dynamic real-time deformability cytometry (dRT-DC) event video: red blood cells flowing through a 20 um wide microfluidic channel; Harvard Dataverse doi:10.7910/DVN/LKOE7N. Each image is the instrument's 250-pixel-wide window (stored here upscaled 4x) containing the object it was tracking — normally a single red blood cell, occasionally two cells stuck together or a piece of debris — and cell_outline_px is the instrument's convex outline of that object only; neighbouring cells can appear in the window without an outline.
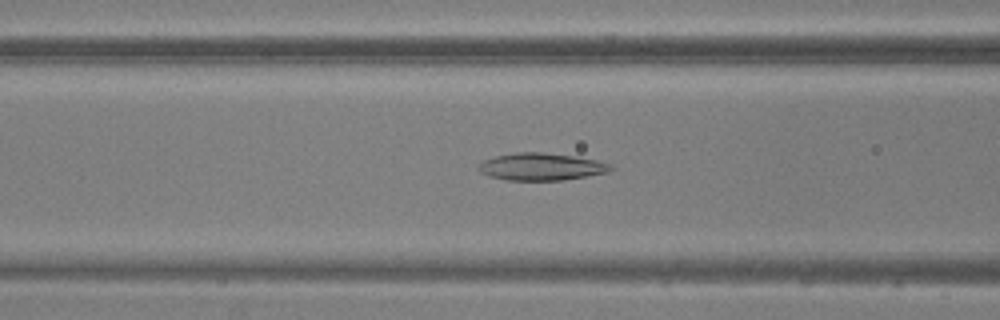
{"species": "common noctule bat (a hibernating species)", "species_latin": "Nyctalus noctula", "temperature_condition": "warm", "stored_images_in_passage": 14, "camera_frame_rate_fps": 3000, "um_per_image_px": 0.085, "animal": {"sex": "male", "body_mass_g": 20.5, "forearm_length_mm": 52.5}, "frame": {"image": 1, "passage_image": 12, "time_ms": 3.667, "image_size_px": [1000, 320], "cell_outline_px": [[616, 168], [608, 172], [564, 180], [508, 180], [488, 176], [480, 172], [476, 168], [484, 160], [496, 156], [516, 152], [540, 152], [572, 156], [596, 160], [612, 164]], "centroid_in_image_um": [46.02, 14.17], "position_along_channel_um": 120.6, "area_um2": 20.98}}